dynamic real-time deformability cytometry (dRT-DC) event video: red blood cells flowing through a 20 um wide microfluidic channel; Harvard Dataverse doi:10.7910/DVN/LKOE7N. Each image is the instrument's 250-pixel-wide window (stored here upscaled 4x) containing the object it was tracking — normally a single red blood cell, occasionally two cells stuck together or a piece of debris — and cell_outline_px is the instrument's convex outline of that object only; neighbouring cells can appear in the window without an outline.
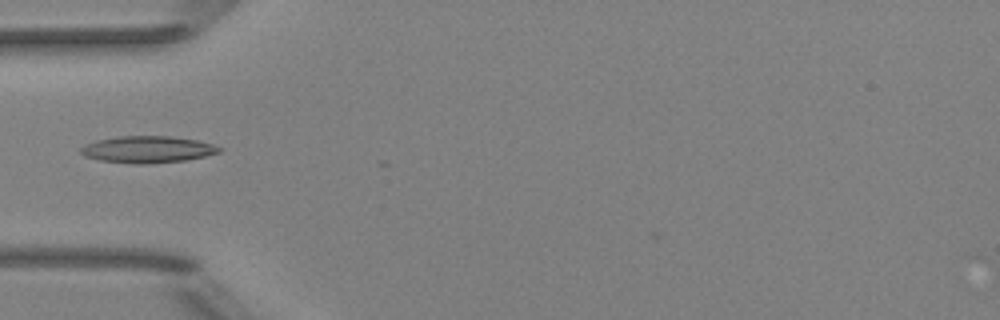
{"species": "Egyptian fruit bat (a non-hibernating species)", "species_latin": "Rousettus aegyptiacus", "temperature_condition": "room temperature", "stored_images_in_passage": 3, "camera_frame_rate_fps": 3000, "um_per_image_px": 0.085, "animal": {"sex": "female"}, "frame": {"image": 1, "passage_image": 2, "time_ms": 1.333, "image_size_px": [1000, 320], "cell_outline_px": [[224, 148], [220, 152], [204, 156], [184, 160], [148, 164], [136, 164], [100, 160], [84, 156], [80, 152], [80, 148], [84, 144], [96, 140], [120, 136], [172, 136], [196, 140], [212, 144]], "centroid_in_image_um": [12.53, 12.7], "position_along_channel_um": 72.5, "area_um2": 21.62}}
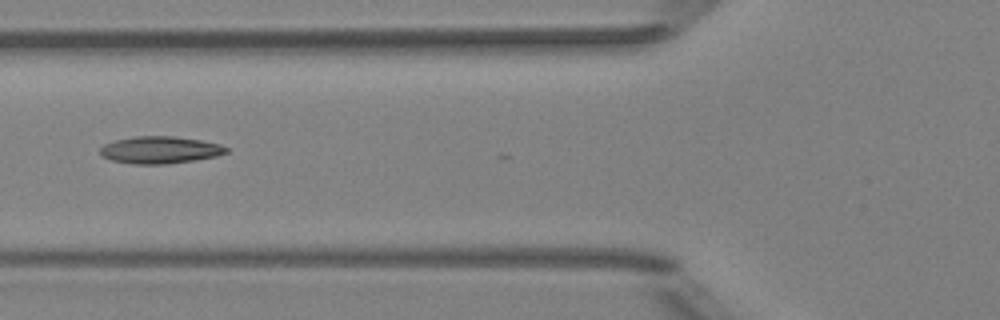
{"frame": {"image": 2, "passage_image": 3, "time_ms": 2.333, "image_size_px": [1000, 320], "cell_outline_px": [[228, 152], [216, 156], [196, 160], [168, 164], [132, 164], [112, 160], [104, 156], [100, 152], [100, 148], [104, 144], [116, 140], [132, 136], [172, 136], [200, 140], [220, 144], [228, 148]], "centroid_in_image_um": [13.61, 12.74], "position_along_channel_um": 112.2, "area_um2": 19.94}}